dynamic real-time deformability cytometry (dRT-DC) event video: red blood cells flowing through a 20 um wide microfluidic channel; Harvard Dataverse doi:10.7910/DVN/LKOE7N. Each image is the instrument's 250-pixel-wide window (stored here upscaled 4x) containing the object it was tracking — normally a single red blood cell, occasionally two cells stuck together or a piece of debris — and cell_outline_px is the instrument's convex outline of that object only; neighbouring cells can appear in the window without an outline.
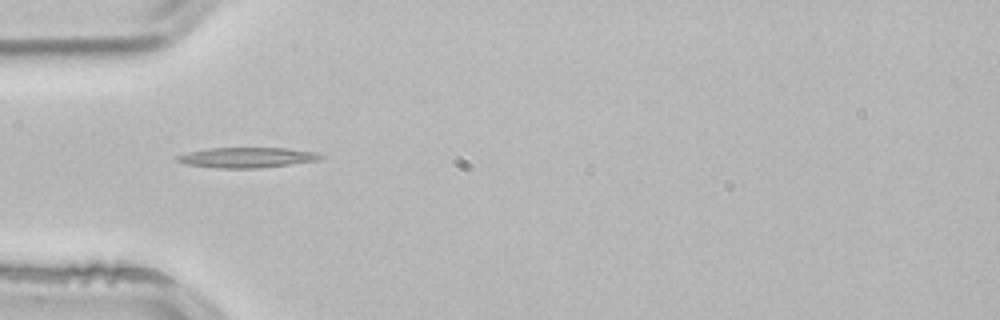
{"species": "common noctule bat (a hibernating species)", "species_latin": "Nyctalus noctula", "temperature_condition": "room temperature", "stored_images_in_passage": 3, "camera_frame_rate_fps": 3000, "um_per_image_px": 0.085, "animal": {"sex": "male", "body_mass_g": 21.5, "forearm_length_mm": 52.0}, "frame": {"image": 1, "passage_image": 3, "time_ms": 0.667, "image_size_px": [1000, 320], "cell_outline_px": [[324, 156], [320, 160], [256, 168], [216, 168], [184, 164], [176, 160], [176, 156], [188, 152], [208, 148], [284, 148], [316, 152]], "centroid_in_image_um": [20.95, 13.39], "position_along_channel_um": 64.0, "area_um2": 16.82}}